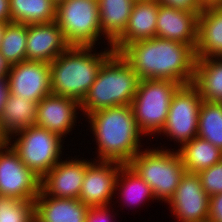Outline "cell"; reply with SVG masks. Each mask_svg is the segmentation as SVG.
I'll use <instances>...</instances> for the list:
<instances>
[{"label":"cell","instance_id":"1","mask_svg":"<svg viewBox=\"0 0 222 222\" xmlns=\"http://www.w3.org/2000/svg\"><path fill=\"white\" fill-rule=\"evenodd\" d=\"M120 54L141 80H170L182 86L194 81L197 58L190 45L156 36L130 43Z\"/></svg>","mask_w":222,"mask_h":222},{"label":"cell","instance_id":"2","mask_svg":"<svg viewBox=\"0 0 222 222\" xmlns=\"http://www.w3.org/2000/svg\"><path fill=\"white\" fill-rule=\"evenodd\" d=\"M88 119L99 148V161L128 164L140 151L143 133L136 124L131 105L101 109L90 113Z\"/></svg>","mask_w":222,"mask_h":222},{"label":"cell","instance_id":"3","mask_svg":"<svg viewBox=\"0 0 222 222\" xmlns=\"http://www.w3.org/2000/svg\"><path fill=\"white\" fill-rule=\"evenodd\" d=\"M93 46H70L50 66L51 94L82 102L95 82L103 62L114 52L111 48L91 53Z\"/></svg>","mask_w":222,"mask_h":222},{"label":"cell","instance_id":"4","mask_svg":"<svg viewBox=\"0 0 222 222\" xmlns=\"http://www.w3.org/2000/svg\"><path fill=\"white\" fill-rule=\"evenodd\" d=\"M140 77L120 53L113 52L98 70L95 82L80 103L85 115L108 107L131 105Z\"/></svg>","mask_w":222,"mask_h":222},{"label":"cell","instance_id":"5","mask_svg":"<svg viewBox=\"0 0 222 222\" xmlns=\"http://www.w3.org/2000/svg\"><path fill=\"white\" fill-rule=\"evenodd\" d=\"M128 165L150 186L155 200L168 201L175 194L186 172L177 150L151 149L139 151Z\"/></svg>","mask_w":222,"mask_h":222},{"label":"cell","instance_id":"6","mask_svg":"<svg viewBox=\"0 0 222 222\" xmlns=\"http://www.w3.org/2000/svg\"><path fill=\"white\" fill-rule=\"evenodd\" d=\"M182 85L170 80L142 79L131 106L139 130L160 133L165 126L173 95Z\"/></svg>","mask_w":222,"mask_h":222},{"label":"cell","instance_id":"7","mask_svg":"<svg viewBox=\"0 0 222 222\" xmlns=\"http://www.w3.org/2000/svg\"><path fill=\"white\" fill-rule=\"evenodd\" d=\"M55 21L70 46L95 47L103 35L98 0H62L56 3Z\"/></svg>","mask_w":222,"mask_h":222},{"label":"cell","instance_id":"8","mask_svg":"<svg viewBox=\"0 0 222 222\" xmlns=\"http://www.w3.org/2000/svg\"><path fill=\"white\" fill-rule=\"evenodd\" d=\"M15 136L17 140L13 144L10 141L9 145L40 179L60 161L63 139L59 135L34 124L16 132Z\"/></svg>","mask_w":222,"mask_h":222},{"label":"cell","instance_id":"9","mask_svg":"<svg viewBox=\"0 0 222 222\" xmlns=\"http://www.w3.org/2000/svg\"><path fill=\"white\" fill-rule=\"evenodd\" d=\"M203 99L193 85H183L173 95L163 132L181 145L198 133L199 109ZM172 137V138H171Z\"/></svg>","mask_w":222,"mask_h":222},{"label":"cell","instance_id":"10","mask_svg":"<svg viewBox=\"0 0 222 222\" xmlns=\"http://www.w3.org/2000/svg\"><path fill=\"white\" fill-rule=\"evenodd\" d=\"M41 179L19 158L11 146L0 149V196L34 201Z\"/></svg>","mask_w":222,"mask_h":222},{"label":"cell","instance_id":"11","mask_svg":"<svg viewBox=\"0 0 222 222\" xmlns=\"http://www.w3.org/2000/svg\"><path fill=\"white\" fill-rule=\"evenodd\" d=\"M8 92L38 103L51 94L49 63L25 60L12 65L6 79Z\"/></svg>","mask_w":222,"mask_h":222},{"label":"cell","instance_id":"12","mask_svg":"<svg viewBox=\"0 0 222 222\" xmlns=\"http://www.w3.org/2000/svg\"><path fill=\"white\" fill-rule=\"evenodd\" d=\"M209 198L198 174L185 172L168 203L180 222H208Z\"/></svg>","mask_w":222,"mask_h":222},{"label":"cell","instance_id":"13","mask_svg":"<svg viewBox=\"0 0 222 222\" xmlns=\"http://www.w3.org/2000/svg\"><path fill=\"white\" fill-rule=\"evenodd\" d=\"M96 161L87 166L79 194V200L88 207L107 206L111 203L118 173L124 165L113 161Z\"/></svg>","mask_w":222,"mask_h":222},{"label":"cell","instance_id":"14","mask_svg":"<svg viewBox=\"0 0 222 222\" xmlns=\"http://www.w3.org/2000/svg\"><path fill=\"white\" fill-rule=\"evenodd\" d=\"M90 160L59 161L42 179L41 191L50 197L79 199Z\"/></svg>","mask_w":222,"mask_h":222},{"label":"cell","instance_id":"15","mask_svg":"<svg viewBox=\"0 0 222 222\" xmlns=\"http://www.w3.org/2000/svg\"><path fill=\"white\" fill-rule=\"evenodd\" d=\"M200 12L186 11L159 3L156 36L184 43L196 49Z\"/></svg>","mask_w":222,"mask_h":222},{"label":"cell","instance_id":"16","mask_svg":"<svg viewBox=\"0 0 222 222\" xmlns=\"http://www.w3.org/2000/svg\"><path fill=\"white\" fill-rule=\"evenodd\" d=\"M78 108L77 100L50 94L38 102L35 124L64 138L75 125Z\"/></svg>","mask_w":222,"mask_h":222},{"label":"cell","instance_id":"17","mask_svg":"<svg viewBox=\"0 0 222 222\" xmlns=\"http://www.w3.org/2000/svg\"><path fill=\"white\" fill-rule=\"evenodd\" d=\"M69 47L55 20L27 25L26 60L51 63Z\"/></svg>","mask_w":222,"mask_h":222},{"label":"cell","instance_id":"18","mask_svg":"<svg viewBox=\"0 0 222 222\" xmlns=\"http://www.w3.org/2000/svg\"><path fill=\"white\" fill-rule=\"evenodd\" d=\"M157 0H136L125 31L111 44L120 53L128 44L156 37Z\"/></svg>","mask_w":222,"mask_h":222},{"label":"cell","instance_id":"19","mask_svg":"<svg viewBox=\"0 0 222 222\" xmlns=\"http://www.w3.org/2000/svg\"><path fill=\"white\" fill-rule=\"evenodd\" d=\"M35 222H85L89 209L74 198L46 196L42 191L34 200Z\"/></svg>","mask_w":222,"mask_h":222},{"label":"cell","instance_id":"20","mask_svg":"<svg viewBox=\"0 0 222 222\" xmlns=\"http://www.w3.org/2000/svg\"><path fill=\"white\" fill-rule=\"evenodd\" d=\"M196 58L222 57V6L203 8L198 15Z\"/></svg>","mask_w":222,"mask_h":222},{"label":"cell","instance_id":"21","mask_svg":"<svg viewBox=\"0 0 222 222\" xmlns=\"http://www.w3.org/2000/svg\"><path fill=\"white\" fill-rule=\"evenodd\" d=\"M37 105L25 97L14 96L9 93L0 114L2 128L11 138L16 132L35 124L37 118Z\"/></svg>","mask_w":222,"mask_h":222},{"label":"cell","instance_id":"22","mask_svg":"<svg viewBox=\"0 0 222 222\" xmlns=\"http://www.w3.org/2000/svg\"><path fill=\"white\" fill-rule=\"evenodd\" d=\"M136 0H98L100 28L111 44L125 31Z\"/></svg>","mask_w":222,"mask_h":222},{"label":"cell","instance_id":"23","mask_svg":"<svg viewBox=\"0 0 222 222\" xmlns=\"http://www.w3.org/2000/svg\"><path fill=\"white\" fill-rule=\"evenodd\" d=\"M192 84L204 101L222 103V57L197 58Z\"/></svg>","mask_w":222,"mask_h":222},{"label":"cell","instance_id":"24","mask_svg":"<svg viewBox=\"0 0 222 222\" xmlns=\"http://www.w3.org/2000/svg\"><path fill=\"white\" fill-rule=\"evenodd\" d=\"M177 152L189 173L198 174L222 160V151L198 136L183 144Z\"/></svg>","mask_w":222,"mask_h":222},{"label":"cell","instance_id":"25","mask_svg":"<svg viewBox=\"0 0 222 222\" xmlns=\"http://www.w3.org/2000/svg\"><path fill=\"white\" fill-rule=\"evenodd\" d=\"M12 22L25 25L52 22L56 19L54 0H9Z\"/></svg>","mask_w":222,"mask_h":222},{"label":"cell","instance_id":"26","mask_svg":"<svg viewBox=\"0 0 222 222\" xmlns=\"http://www.w3.org/2000/svg\"><path fill=\"white\" fill-rule=\"evenodd\" d=\"M197 136L222 151V103L202 101Z\"/></svg>","mask_w":222,"mask_h":222},{"label":"cell","instance_id":"27","mask_svg":"<svg viewBox=\"0 0 222 222\" xmlns=\"http://www.w3.org/2000/svg\"><path fill=\"white\" fill-rule=\"evenodd\" d=\"M119 185V190L121 189L119 193L121 198L127 201L126 203L140 205L139 203H143L146 199L155 198L150 186L128 164H124L118 173L116 190Z\"/></svg>","mask_w":222,"mask_h":222},{"label":"cell","instance_id":"28","mask_svg":"<svg viewBox=\"0 0 222 222\" xmlns=\"http://www.w3.org/2000/svg\"><path fill=\"white\" fill-rule=\"evenodd\" d=\"M27 25L7 23L1 41L0 53L12 66L26 60Z\"/></svg>","mask_w":222,"mask_h":222},{"label":"cell","instance_id":"29","mask_svg":"<svg viewBox=\"0 0 222 222\" xmlns=\"http://www.w3.org/2000/svg\"><path fill=\"white\" fill-rule=\"evenodd\" d=\"M0 222H35L34 201L0 196Z\"/></svg>","mask_w":222,"mask_h":222},{"label":"cell","instance_id":"30","mask_svg":"<svg viewBox=\"0 0 222 222\" xmlns=\"http://www.w3.org/2000/svg\"><path fill=\"white\" fill-rule=\"evenodd\" d=\"M201 185L209 195L222 193V160L198 173Z\"/></svg>","mask_w":222,"mask_h":222},{"label":"cell","instance_id":"31","mask_svg":"<svg viewBox=\"0 0 222 222\" xmlns=\"http://www.w3.org/2000/svg\"><path fill=\"white\" fill-rule=\"evenodd\" d=\"M108 206L89 207L85 222H111Z\"/></svg>","mask_w":222,"mask_h":222},{"label":"cell","instance_id":"32","mask_svg":"<svg viewBox=\"0 0 222 222\" xmlns=\"http://www.w3.org/2000/svg\"><path fill=\"white\" fill-rule=\"evenodd\" d=\"M208 222H222V193L209 198Z\"/></svg>","mask_w":222,"mask_h":222},{"label":"cell","instance_id":"33","mask_svg":"<svg viewBox=\"0 0 222 222\" xmlns=\"http://www.w3.org/2000/svg\"><path fill=\"white\" fill-rule=\"evenodd\" d=\"M159 3L186 11H201L197 0H157Z\"/></svg>","mask_w":222,"mask_h":222},{"label":"cell","instance_id":"34","mask_svg":"<svg viewBox=\"0 0 222 222\" xmlns=\"http://www.w3.org/2000/svg\"><path fill=\"white\" fill-rule=\"evenodd\" d=\"M0 22H12L9 0H0Z\"/></svg>","mask_w":222,"mask_h":222},{"label":"cell","instance_id":"35","mask_svg":"<svg viewBox=\"0 0 222 222\" xmlns=\"http://www.w3.org/2000/svg\"><path fill=\"white\" fill-rule=\"evenodd\" d=\"M7 94H8V83L6 79H0V114L5 104Z\"/></svg>","mask_w":222,"mask_h":222},{"label":"cell","instance_id":"36","mask_svg":"<svg viewBox=\"0 0 222 222\" xmlns=\"http://www.w3.org/2000/svg\"><path fill=\"white\" fill-rule=\"evenodd\" d=\"M11 65L6 61V59L0 53V79H7L10 72Z\"/></svg>","mask_w":222,"mask_h":222},{"label":"cell","instance_id":"37","mask_svg":"<svg viewBox=\"0 0 222 222\" xmlns=\"http://www.w3.org/2000/svg\"><path fill=\"white\" fill-rule=\"evenodd\" d=\"M10 144V136L5 132L0 123V149L6 148Z\"/></svg>","mask_w":222,"mask_h":222},{"label":"cell","instance_id":"38","mask_svg":"<svg viewBox=\"0 0 222 222\" xmlns=\"http://www.w3.org/2000/svg\"><path fill=\"white\" fill-rule=\"evenodd\" d=\"M202 8L222 6V0H197Z\"/></svg>","mask_w":222,"mask_h":222},{"label":"cell","instance_id":"39","mask_svg":"<svg viewBox=\"0 0 222 222\" xmlns=\"http://www.w3.org/2000/svg\"><path fill=\"white\" fill-rule=\"evenodd\" d=\"M7 26V23L5 22H0V47H1V41L5 32V28Z\"/></svg>","mask_w":222,"mask_h":222}]
</instances>
